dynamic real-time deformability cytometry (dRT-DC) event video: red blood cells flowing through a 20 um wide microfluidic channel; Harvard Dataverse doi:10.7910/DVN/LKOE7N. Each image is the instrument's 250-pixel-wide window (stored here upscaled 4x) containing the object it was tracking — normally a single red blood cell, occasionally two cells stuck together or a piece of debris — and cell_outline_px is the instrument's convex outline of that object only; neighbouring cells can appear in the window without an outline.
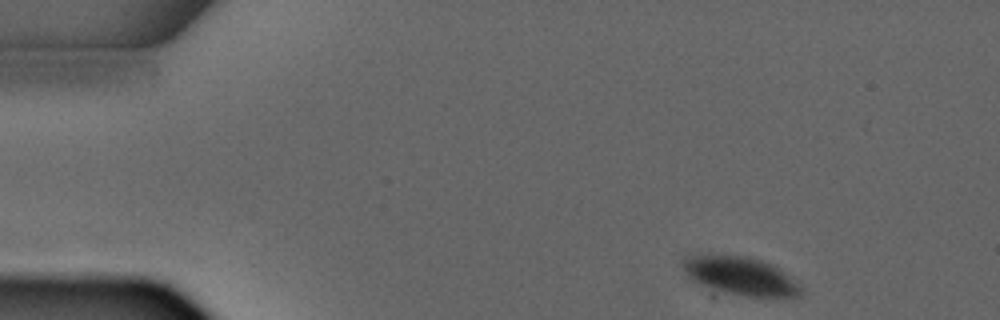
{"species": "common noctule bat (a hibernating species)", "species_latin": "Nyctalus noctula", "temperature_condition": "warm", "stored_images_in_passage": 4, "camera_frame_rate_fps": 3000, "um_per_image_px": 0.085, "animal": {"sex": "male", "forearm_length_mm": 52.5}, "frame": {"image": 1, "passage_image": 1, "time_ms": 0.0, "image_size_px": [1000, 320], "cell_outline_px": [[804, 296], [712, 300], [684, 272], [680, 264], [680, 260], [684, 256], [692, 252], [712, 252], [748, 256], [772, 264], [784, 272], [800, 284], [804, 288]], "centroid_in_image_um": [62.74, 23.54], "position_along_channel_um": 22.3, "area_um2": 30.35}}
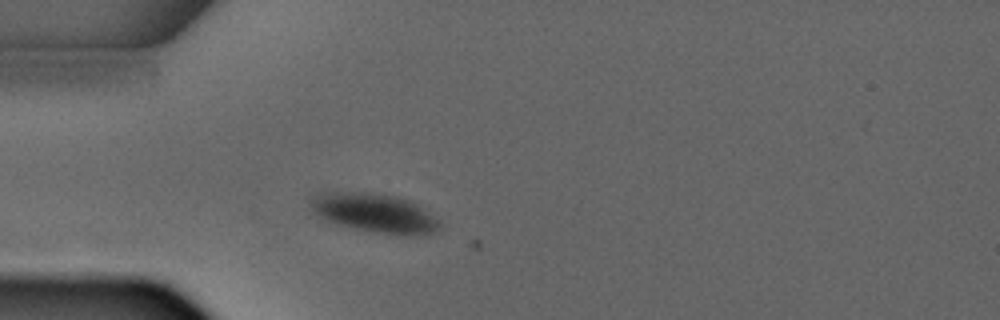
{"frame": {"image": 2, "passage_image": 3, "time_ms": 2.333, "image_size_px": [1000, 320], "cell_outline_px": [[440, 228], [432, 232], [416, 236], [400, 236], [372, 232], [352, 228], [336, 224], [324, 220], [312, 212], [308, 204], [312, 196], [316, 192], [372, 192], [396, 196], [408, 200], [416, 204], [436, 220], [440, 224]], "centroid_in_image_um": [31.73, 18.11], "position_along_channel_um": 53.3, "area_um2": 29.71}}